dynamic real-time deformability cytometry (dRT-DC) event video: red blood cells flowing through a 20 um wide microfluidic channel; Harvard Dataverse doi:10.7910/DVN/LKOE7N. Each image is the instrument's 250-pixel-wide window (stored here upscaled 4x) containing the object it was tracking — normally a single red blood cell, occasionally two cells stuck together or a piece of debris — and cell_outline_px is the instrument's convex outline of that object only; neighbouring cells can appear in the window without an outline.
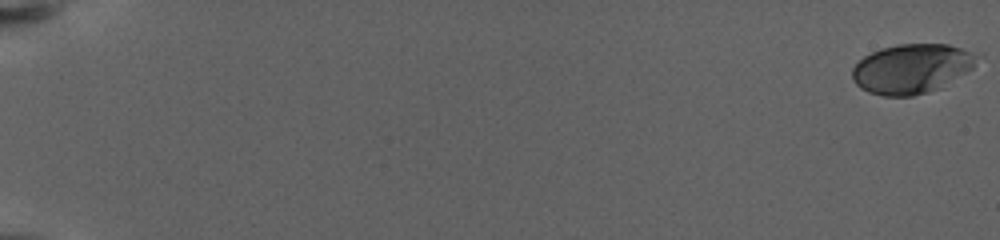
{"species": "human", "species_latin": "Homo sapiens", "temperature_condition": "warm", "stored_images_in_passage": 47, "camera_frame_rate_fps": 3000, "um_per_image_px": 0.085, "donor": {"sex": "female"}, "frame": {"image": 1, "passage_image": 1, "time_ms": 0.0, "image_size_px": [1000, 240], "cell_outline_px": [[984, 56], [972, 68], [940, 88], [928, 92], [912, 96], [884, 96], [868, 92], [860, 88], [852, 80], [852, 68], [864, 56], [880, 48], [900, 44], [948, 44], [984, 52]], "centroid_in_image_um": [77.58, 5.81], "position_along_channel_um": 7.4, "area_um2": 36.65}}
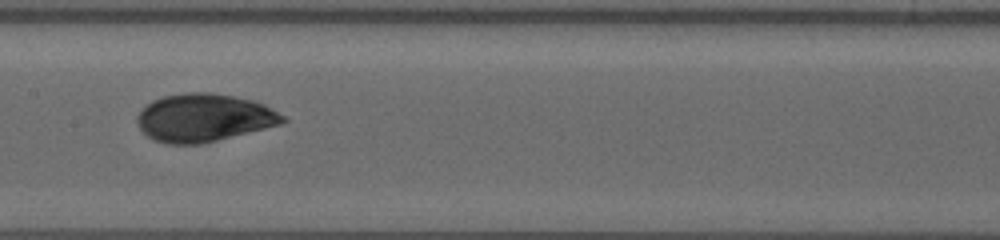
{"frame": {"image": 2, "passage_image": 26, "time_ms": 14.0, "image_size_px": [1000, 240], "cell_outline_px": [[288, 120], [280, 124], [200, 144], [168, 144], [156, 140], [148, 136], [140, 128], [136, 120], [136, 116], [152, 100], [164, 96], [184, 92], [208, 92], [232, 96], [252, 100], [264, 104], [284, 116]], "centroid_in_image_um": [17.32, 10.0], "position_along_channel_um": 190.1, "area_um2": 40.17}}
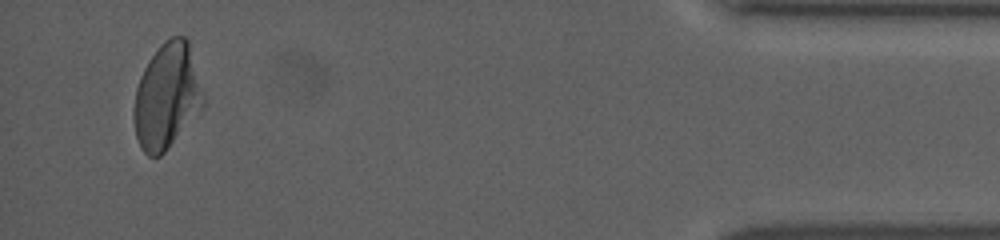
{"frame": {"image": 3, "passage_image": 45, "time_ms": 24.333, "image_size_px": [1000, 240], "cell_outline_px": [[204, 104], [164, 152], [160, 156], [148, 156], [140, 148], [136, 136], [132, 116], [136, 88], [140, 76], [148, 60], [160, 44], [164, 40], [172, 36], [184, 36], [188, 40], [204, 92]], "centroid_in_image_um": [14.16, 8.15], "position_along_channel_um": 421.0, "area_um2": 42.48}, "authors_computed_cell_mechanics": {"area_um2": 38.5526, "velocity_mm_per_s": 2.8313, "shape_relaxation_time_tau1_ms": 6.7337, "shape_relaxation_time_tau2_ms": 1.186, "deformation_change_tau1": 0.1602, "deformation_change_tau2": 0.039}}